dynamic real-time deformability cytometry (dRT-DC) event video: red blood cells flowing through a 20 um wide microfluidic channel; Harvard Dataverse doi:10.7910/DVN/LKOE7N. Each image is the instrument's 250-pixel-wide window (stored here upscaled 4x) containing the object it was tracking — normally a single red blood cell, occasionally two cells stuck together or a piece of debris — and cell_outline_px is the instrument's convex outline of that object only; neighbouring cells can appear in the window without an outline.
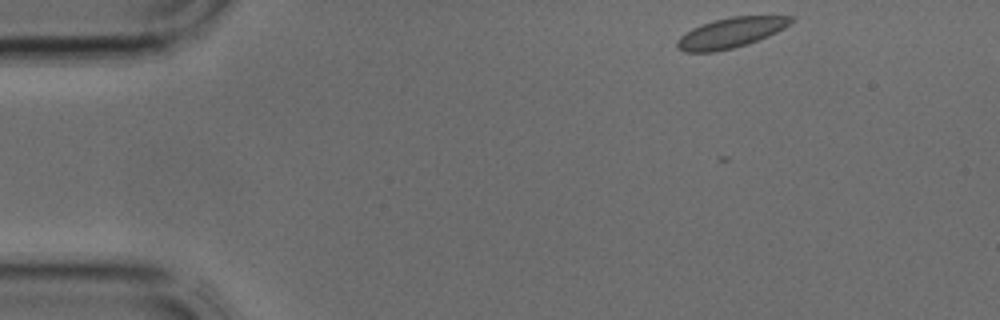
{"species": "common noctule bat (a hibernating species)", "species_latin": "Nyctalus noctula", "temperature_condition": "cold", "stored_images_in_passage": 28, "camera_frame_rate_fps": 3000, "um_per_image_px": 0.085, "animal": {"sex": "male", "body_mass_g": 17.9, "forearm_length_mm": 54.2}, "frame": {"image": 1, "passage_image": 1, "time_ms": 0.0, "image_size_px": [1000, 320], "cell_outline_px": [[792, 20], [784, 28], [768, 36], [748, 44], [716, 52], [684, 52], [676, 48], [676, 40], [680, 36], [692, 28], [716, 20], [732, 16], [792, 16]], "centroid_in_image_um": [62.06, 2.8], "position_along_channel_um": 22.9, "area_um2": 19.83}}
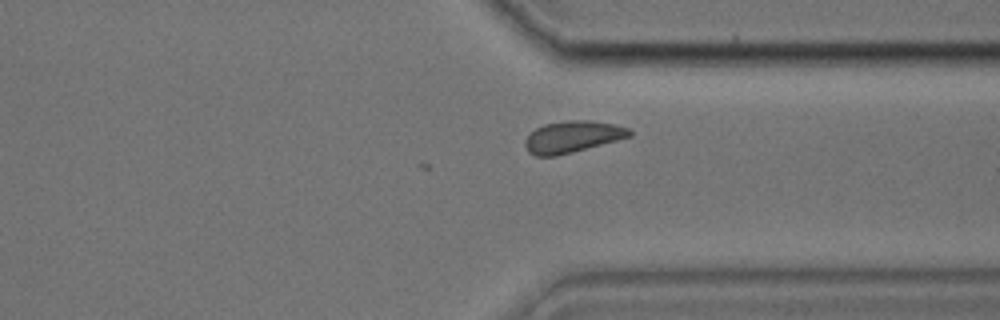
{"frame": {"image": 2, "passage_image": 26, "time_ms": 8.333, "image_size_px": [1000, 320], "cell_outline_px": [[632, 136], [572, 152], [556, 156], [536, 156], [528, 152], [524, 144], [524, 140], [536, 128], [544, 124], [568, 120], [588, 120], [616, 124], [628, 128], [632, 132]], "centroid_in_image_um": [48.65, 11.62], "position_along_channel_um": 362.7, "area_um2": 19.19}}